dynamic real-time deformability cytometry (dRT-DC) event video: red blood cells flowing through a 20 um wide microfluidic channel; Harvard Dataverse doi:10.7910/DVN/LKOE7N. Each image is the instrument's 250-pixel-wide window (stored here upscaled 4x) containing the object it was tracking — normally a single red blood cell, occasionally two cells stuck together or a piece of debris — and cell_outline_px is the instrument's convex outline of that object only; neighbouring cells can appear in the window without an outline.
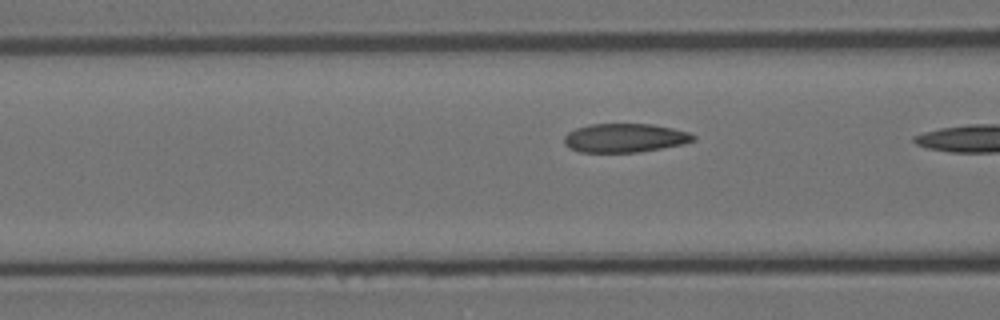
{"species": "Egyptian fruit bat (a non-hibernating species)", "species_latin": "Rousettus aegyptiacus", "temperature_condition": "room temperature", "stored_images_in_passage": 10, "camera_frame_rate_fps": 3000, "um_per_image_px": 0.085, "animal": {"sex": "female"}, "frame": {"image": 1, "passage_image": 9, "time_ms": 2.667, "image_size_px": [1000, 320], "cell_outline_px": [[696, 140], [684, 144], [640, 152], [580, 152], [564, 144], [564, 136], [568, 132], [576, 128], [588, 124], [652, 124], [672, 128], [688, 132], [696, 136]], "centroid_in_image_um": [53.13, 11.72], "position_along_channel_um": 113.5, "area_um2": 21.73}}